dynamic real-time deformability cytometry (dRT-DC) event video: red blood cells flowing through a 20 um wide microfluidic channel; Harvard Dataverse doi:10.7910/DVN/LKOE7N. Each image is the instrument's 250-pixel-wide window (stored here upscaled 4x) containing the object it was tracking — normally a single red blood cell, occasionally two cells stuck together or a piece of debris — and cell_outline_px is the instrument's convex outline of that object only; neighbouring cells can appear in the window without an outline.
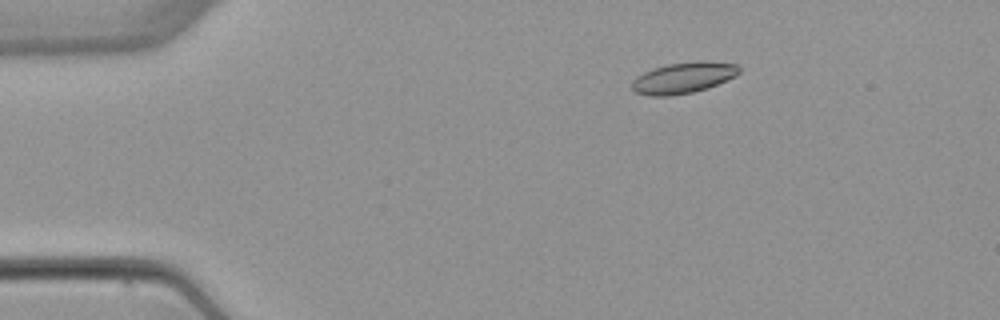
{"species": "common noctule bat (a hibernating species)", "species_latin": "Nyctalus noctula", "temperature_condition": "warm", "stored_images_in_passage": 4, "camera_frame_rate_fps": 3000, "um_per_image_px": 0.085, "animal": {"sex": "female", "body_mass_g": 22.7, "forearm_length_mm": 54.2}, "frame": {"image": 1, "passage_image": 3, "time_ms": 2.667, "image_size_px": [1000, 320], "cell_outline_px": [[740, 72], [736, 76], [708, 88], [692, 92], [668, 96], [648, 96], [636, 92], [632, 88], [632, 80], [636, 76], [652, 68], [668, 64], [696, 60], [704, 60], [740, 64]], "centroid_in_image_um": [58.11, 6.59], "position_along_channel_um": 26.9, "area_um2": 19.71}}